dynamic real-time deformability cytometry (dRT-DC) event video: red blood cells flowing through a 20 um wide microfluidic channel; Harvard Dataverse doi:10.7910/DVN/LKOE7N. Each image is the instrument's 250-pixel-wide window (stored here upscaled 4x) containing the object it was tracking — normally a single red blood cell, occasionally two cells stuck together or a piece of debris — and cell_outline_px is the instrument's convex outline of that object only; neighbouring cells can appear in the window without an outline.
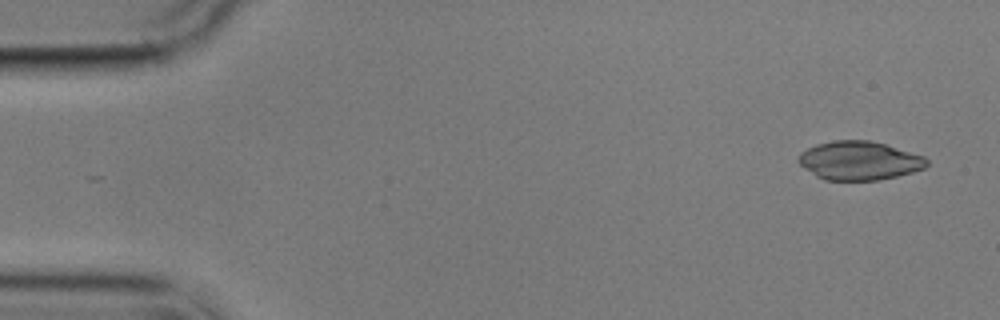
{"species": "common noctule bat (a hibernating species)", "species_latin": "Nyctalus noctula", "temperature_condition": "cold", "stored_images_in_passage": 3, "camera_frame_rate_fps": 3000, "um_per_image_px": 0.085, "animal": {"sex": "male", "body_mass_g": 17.9}, "frame": {"image": 1, "passage_image": 1, "time_ms": 0.0, "image_size_px": [1000, 320], "cell_outline_px": [[928, 164], [924, 168], [912, 172], [896, 176], [876, 180], [824, 180], [816, 176], [804, 168], [796, 160], [800, 152], [816, 144], [832, 140], [868, 140], [884, 144], [924, 156], [928, 160]], "centroid_in_image_um": [73.0, 13.65], "position_along_channel_um": 12.0, "area_um2": 28.9}}